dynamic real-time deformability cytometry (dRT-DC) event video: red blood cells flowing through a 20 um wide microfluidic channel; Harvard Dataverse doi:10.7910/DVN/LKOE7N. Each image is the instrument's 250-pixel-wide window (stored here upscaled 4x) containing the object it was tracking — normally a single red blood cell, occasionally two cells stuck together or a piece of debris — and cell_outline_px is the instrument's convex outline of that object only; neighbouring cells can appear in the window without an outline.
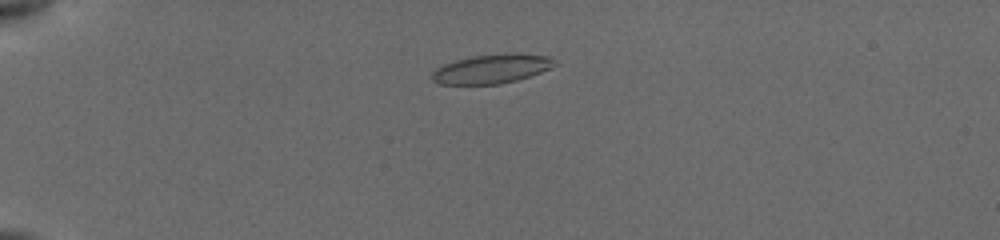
{"species": "common noctule bat (a hibernating species)", "species_latin": "Nyctalus noctula", "temperature_condition": "cold", "stored_images_in_passage": 6, "camera_frame_rate_fps": 3000, "um_per_image_px": 0.085, "animal": {"sex": "female", "body_mass_g": 19.5, "forearm_length_mm": 54.1}, "frame": {"image": 1, "passage_image": 5, "time_ms": 3.667, "image_size_px": [1000, 240], "cell_outline_px": [[556, 64], [540, 72], [516, 80], [500, 84], [440, 84], [432, 80], [432, 72], [436, 68], [444, 64], [456, 60], [472, 56], [548, 56], [556, 60]], "centroid_in_image_um": [41.69, 5.9], "position_along_channel_um": 43.3, "area_um2": 19.65}}